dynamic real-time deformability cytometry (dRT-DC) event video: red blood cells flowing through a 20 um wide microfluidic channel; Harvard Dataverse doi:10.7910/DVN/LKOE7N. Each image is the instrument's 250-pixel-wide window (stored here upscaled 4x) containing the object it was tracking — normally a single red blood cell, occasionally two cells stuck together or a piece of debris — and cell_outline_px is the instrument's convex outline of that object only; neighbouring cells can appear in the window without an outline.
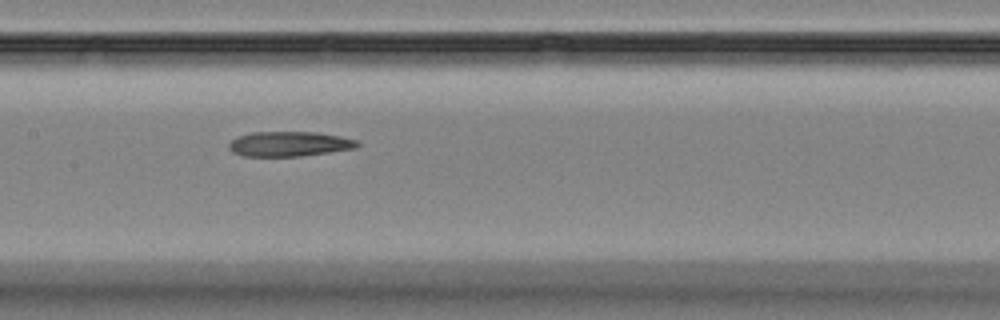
{"species": "Egyptian fruit bat (a non-hibernating species)", "species_latin": "Rousettus aegyptiacus", "temperature_condition": "room temperature", "stored_images_in_passage": 7, "camera_frame_rate_fps": 3000, "um_per_image_px": 0.085, "animal": {"sex": "female"}, "frame": {"image": 1, "passage_image": 6, "time_ms": 5.667, "image_size_px": [1000, 320], "cell_outline_px": [[360, 144], [356, 148], [300, 156], [244, 156], [232, 152], [228, 148], [228, 144], [236, 136], [252, 132], [320, 132], [340, 136], [356, 140]], "centroid_in_image_um": [24.56, 12.23], "position_along_channel_um": 182.8, "area_um2": 18.67}}
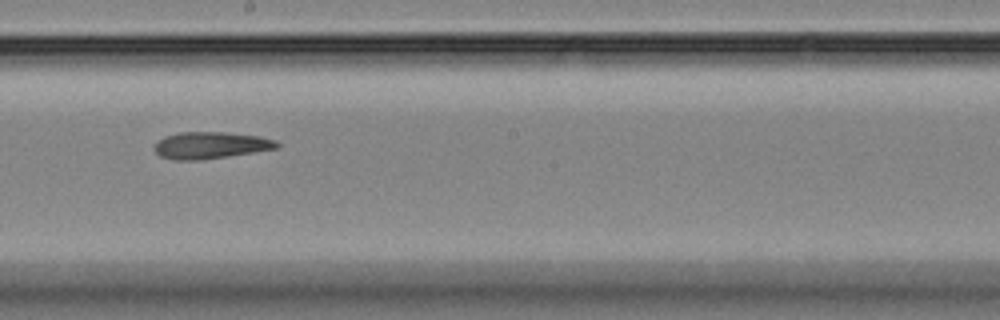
{"frame": {"image": 2, "passage_image": 7, "time_ms": 7.0, "image_size_px": [1000, 320], "cell_outline_px": [[280, 144], [276, 148], [228, 156], [200, 160], [176, 160], [160, 156], [152, 148], [156, 140], [164, 136], [180, 132], [228, 132], [260, 136], [276, 140]], "centroid_in_image_um": [17.85, 12.34], "position_along_channel_um": 230.4, "area_um2": 19.25}}